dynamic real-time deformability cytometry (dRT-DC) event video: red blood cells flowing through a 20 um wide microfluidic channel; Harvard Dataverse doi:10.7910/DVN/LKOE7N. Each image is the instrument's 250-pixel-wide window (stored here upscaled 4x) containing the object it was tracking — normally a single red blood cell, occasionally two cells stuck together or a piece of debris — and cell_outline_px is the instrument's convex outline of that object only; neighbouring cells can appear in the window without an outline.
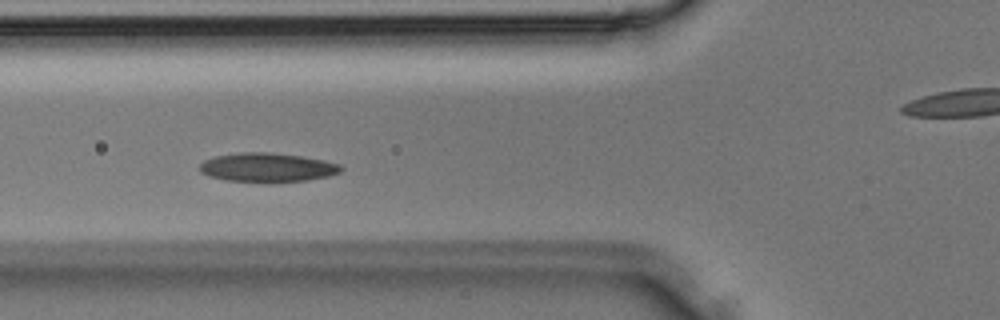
{"species": "Egyptian fruit bat (a non-hibernating species)", "species_latin": "Rousettus aegyptiacus", "temperature_condition": "room temperature", "stored_images_in_passage": 36, "camera_frame_rate_fps": 3000, "um_per_image_px": 0.085, "animal": {"sex": "male"}, "frame": {"image": 1, "passage_image": 12, "time_ms": 3.667, "image_size_px": [1000, 320], "cell_outline_px": [[344, 168], [340, 172], [328, 176], [308, 180], [228, 180], [208, 176], [200, 172], [200, 164], [204, 160], [216, 156], [240, 152], [268, 152], [300, 156], [324, 160], [340, 164]], "centroid_in_image_um": [22.73, 14.2], "position_along_channel_um": 103.1, "area_um2": 23.18}}
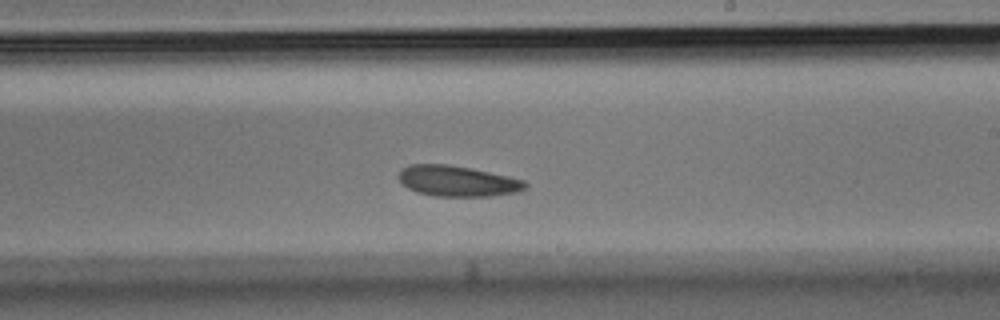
{"frame": {"image": 2, "passage_image": 20, "time_ms": 6.333, "image_size_px": [1000, 320], "cell_outline_px": [[528, 188], [520, 192], [492, 196], [436, 196], [416, 192], [408, 188], [400, 180], [400, 172], [408, 164], [448, 164], [472, 168], [508, 176], [524, 180], [528, 184]], "centroid_in_image_um": [38.95, 15.39], "position_along_channel_um": 250.1, "area_um2": 22.72}}
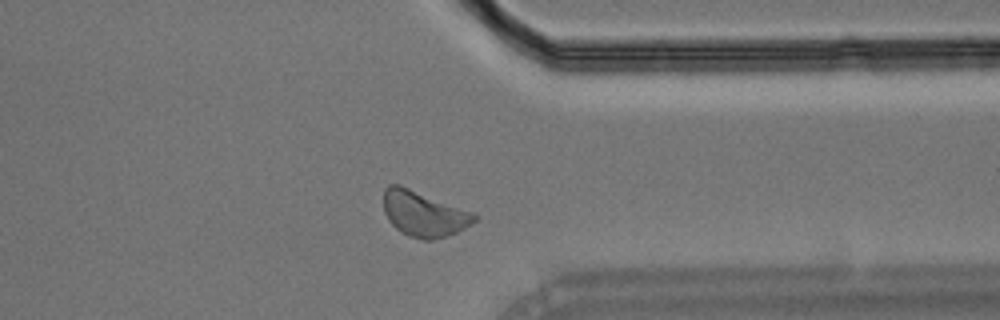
{"frame": {"image": 3, "passage_image": 27, "time_ms": 8.667, "image_size_px": [1000, 320], "cell_outline_px": [[476, 220], [472, 224], [456, 232], [432, 240], [424, 240], [408, 236], [400, 232], [388, 220], [384, 212], [384, 188], [388, 184], [400, 184], [472, 212], [476, 216]], "centroid_in_image_um": [35.97, 18.16], "position_along_channel_um": 375.4, "area_um2": 23.93}}